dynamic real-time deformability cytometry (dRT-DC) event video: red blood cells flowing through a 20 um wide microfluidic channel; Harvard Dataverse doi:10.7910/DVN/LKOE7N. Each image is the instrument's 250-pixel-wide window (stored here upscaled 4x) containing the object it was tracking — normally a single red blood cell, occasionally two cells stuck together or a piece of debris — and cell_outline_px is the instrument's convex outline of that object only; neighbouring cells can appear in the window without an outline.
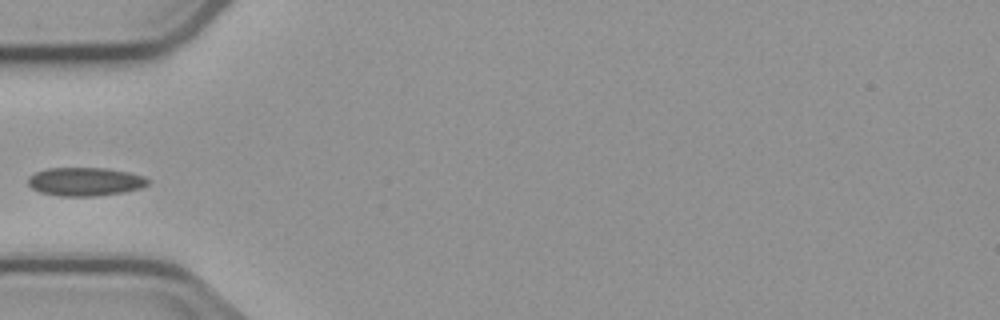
{"species": "common noctule bat (a hibernating species)", "species_latin": "Nyctalus noctula", "temperature_condition": "cold", "stored_images_in_passage": 5, "camera_frame_rate_fps": 3000, "um_per_image_px": 0.085, "animal": {"sex": "male", "body_mass_g": 23.1, "forearm_length_mm": 52.7}, "frame": {"image": 1, "passage_image": 5, "time_ms": 5.667, "image_size_px": [1000, 320], "cell_outline_px": [[152, 180], [148, 184], [140, 188], [124, 192], [96, 196], [60, 196], [40, 192], [32, 188], [28, 184], [28, 176], [36, 172], [48, 168], [104, 168], [128, 172], [144, 176]], "centroid_in_image_um": [7.25, 15.44], "position_along_channel_um": 77.8, "area_um2": 19.94}}